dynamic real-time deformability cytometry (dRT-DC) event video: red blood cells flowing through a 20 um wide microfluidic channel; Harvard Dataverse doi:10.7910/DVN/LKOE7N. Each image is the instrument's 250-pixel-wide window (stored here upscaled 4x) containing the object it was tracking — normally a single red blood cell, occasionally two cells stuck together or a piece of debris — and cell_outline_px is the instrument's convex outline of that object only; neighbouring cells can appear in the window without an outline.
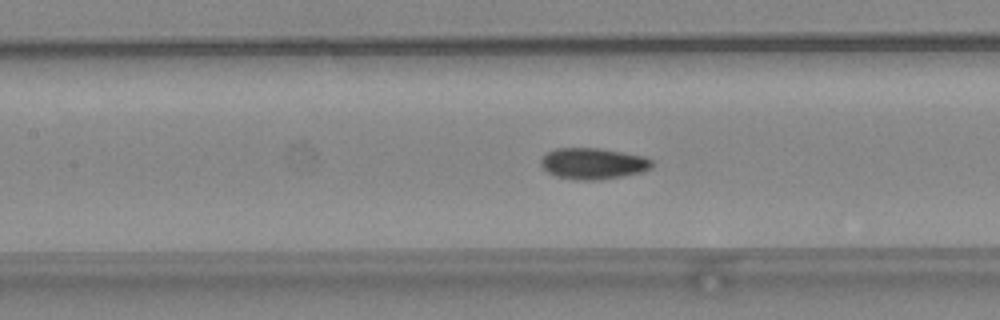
{"species": "common noctule bat (a hibernating species)", "species_latin": "Nyctalus noctula", "temperature_condition": "warm", "stored_images_in_passage": 49, "camera_frame_rate_fps": 3000, "um_per_image_px": 0.085, "animal": {"sex": "female", "body_mass_g": 24.6, "forearm_length_mm": 56.2}, "frame": {"image": 1, "passage_image": 23, "time_ms": 7.333, "image_size_px": [1000, 320], "cell_outline_px": [[652, 168], [640, 172], [600, 180], [576, 180], [556, 176], [548, 172], [540, 164], [540, 160], [548, 152], [556, 148], [600, 148], [644, 156], [652, 160]], "centroid_in_image_um": [50.4, 13.9], "position_along_channel_um": 157.0, "area_um2": 20.11}}
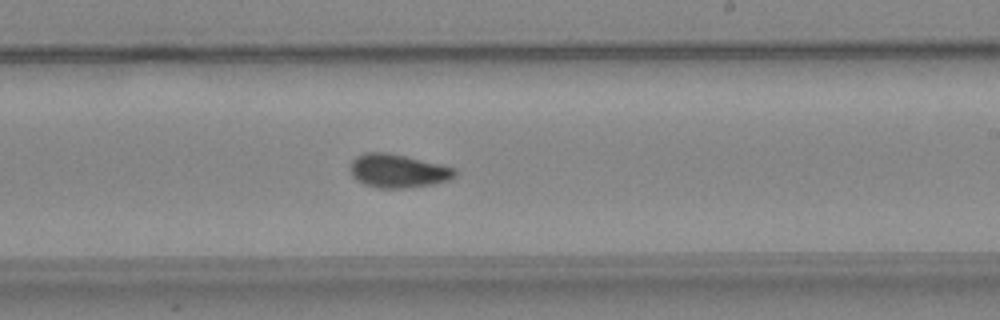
{"frame": {"image": 2, "passage_image": 30, "time_ms": 9.667, "image_size_px": [1000, 320], "cell_outline_px": [[456, 176], [448, 180], [432, 184], [408, 188], [376, 188], [364, 184], [356, 180], [352, 176], [352, 160], [356, 156], [364, 152], [388, 152], [440, 164], [456, 168]], "centroid_in_image_um": [33.82, 14.53], "position_along_channel_um": 255.2, "area_um2": 20.46}}
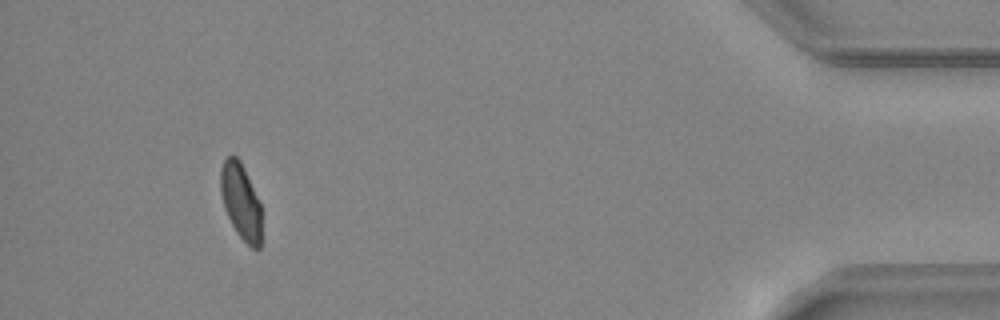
{"frame": {"image": 3, "passage_image": 46, "time_ms": 15.0, "image_size_px": [1000, 320], "cell_outline_px": [[260, 248], [252, 248], [236, 232], [224, 208], [220, 192], [220, 168], [224, 160], [232, 152], [240, 160], [260, 200]], "centroid_in_image_um": [20.45, 17.05], "position_along_channel_um": 414.8, "area_um2": 18.15}, "authors_computed_cell_mechanics": {"area_um2": 19.5942, "velocity_mm_per_s": 4.2168, "shape_relaxation_time_tau1_ms": 7.678, "shape_relaxation_time_tau2_ms": 2.0882, "deformation_change_tau1": 0.1607, "deformation_change_tau2": 0.0421}}